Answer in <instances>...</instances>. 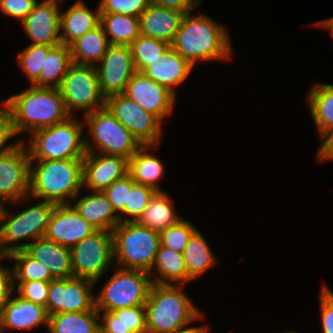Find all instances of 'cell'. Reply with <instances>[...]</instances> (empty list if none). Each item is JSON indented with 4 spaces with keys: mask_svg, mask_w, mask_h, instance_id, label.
I'll list each match as a JSON object with an SVG mask.
<instances>
[{
    "mask_svg": "<svg viewBox=\"0 0 333 333\" xmlns=\"http://www.w3.org/2000/svg\"><path fill=\"white\" fill-rule=\"evenodd\" d=\"M320 138L323 139V143L317 151V159L320 162H325L327 160L333 159V128L324 130L320 134Z\"/></svg>",
    "mask_w": 333,
    "mask_h": 333,
    "instance_id": "49",
    "label": "cell"
},
{
    "mask_svg": "<svg viewBox=\"0 0 333 333\" xmlns=\"http://www.w3.org/2000/svg\"><path fill=\"white\" fill-rule=\"evenodd\" d=\"M3 103L11 112L16 135L25 132L31 134L71 117L59 88L30 85L21 93L8 97Z\"/></svg>",
    "mask_w": 333,
    "mask_h": 333,
    "instance_id": "2",
    "label": "cell"
},
{
    "mask_svg": "<svg viewBox=\"0 0 333 333\" xmlns=\"http://www.w3.org/2000/svg\"><path fill=\"white\" fill-rule=\"evenodd\" d=\"M185 13L150 3L139 16L140 34L172 43Z\"/></svg>",
    "mask_w": 333,
    "mask_h": 333,
    "instance_id": "22",
    "label": "cell"
},
{
    "mask_svg": "<svg viewBox=\"0 0 333 333\" xmlns=\"http://www.w3.org/2000/svg\"><path fill=\"white\" fill-rule=\"evenodd\" d=\"M99 23V6L97 12L94 13L82 0L76 1L65 12L60 13V38L62 44L70 46Z\"/></svg>",
    "mask_w": 333,
    "mask_h": 333,
    "instance_id": "25",
    "label": "cell"
},
{
    "mask_svg": "<svg viewBox=\"0 0 333 333\" xmlns=\"http://www.w3.org/2000/svg\"><path fill=\"white\" fill-rule=\"evenodd\" d=\"M59 90L71 116L73 110L88 114L105 107L106 98L102 94L95 66L72 63Z\"/></svg>",
    "mask_w": 333,
    "mask_h": 333,
    "instance_id": "10",
    "label": "cell"
},
{
    "mask_svg": "<svg viewBox=\"0 0 333 333\" xmlns=\"http://www.w3.org/2000/svg\"><path fill=\"white\" fill-rule=\"evenodd\" d=\"M284 333H298V332H295V331H286Z\"/></svg>",
    "mask_w": 333,
    "mask_h": 333,
    "instance_id": "53",
    "label": "cell"
},
{
    "mask_svg": "<svg viewBox=\"0 0 333 333\" xmlns=\"http://www.w3.org/2000/svg\"><path fill=\"white\" fill-rule=\"evenodd\" d=\"M82 187L83 158L30 161V198L72 203Z\"/></svg>",
    "mask_w": 333,
    "mask_h": 333,
    "instance_id": "3",
    "label": "cell"
},
{
    "mask_svg": "<svg viewBox=\"0 0 333 333\" xmlns=\"http://www.w3.org/2000/svg\"><path fill=\"white\" fill-rule=\"evenodd\" d=\"M101 315L95 308L85 312H64L49 315L50 333H95Z\"/></svg>",
    "mask_w": 333,
    "mask_h": 333,
    "instance_id": "32",
    "label": "cell"
},
{
    "mask_svg": "<svg viewBox=\"0 0 333 333\" xmlns=\"http://www.w3.org/2000/svg\"><path fill=\"white\" fill-rule=\"evenodd\" d=\"M193 65L177 51L170 48L163 58L147 66L142 72L175 95V86L190 75Z\"/></svg>",
    "mask_w": 333,
    "mask_h": 333,
    "instance_id": "23",
    "label": "cell"
},
{
    "mask_svg": "<svg viewBox=\"0 0 333 333\" xmlns=\"http://www.w3.org/2000/svg\"><path fill=\"white\" fill-rule=\"evenodd\" d=\"M55 206L56 204L53 202L42 200L13 216L5 209L6 206L2 205L0 209V253L10 254L19 250V244H15L17 241L29 240V238L35 241L43 238Z\"/></svg>",
    "mask_w": 333,
    "mask_h": 333,
    "instance_id": "8",
    "label": "cell"
},
{
    "mask_svg": "<svg viewBox=\"0 0 333 333\" xmlns=\"http://www.w3.org/2000/svg\"><path fill=\"white\" fill-rule=\"evenodd\" d=\"M306 98L318 134L333 128V85L316 83Z\"/></svg>",
    "mask_w": 333,
    "mask_h": 333,
    "instance_id": "33",
    "label": "cell"
},
{
    "mask_svg": "<svg viewBox=\"0 0 333 333\" xmlns=\"http://www.w3.org/2000/svg\"><path fill=\"white\" fill-rule=\"evenodd\" d=\"M124 95L161 122L172 113L176 95L143 72L136 71L127 83Z\"/></svg>",
    "mask_w": 333,
    "mask_h": 333,
    "instance_id": "16",
    "label": "cell"
},
{
    "mask_svg": "<svg viewBox=\"0 0 333 333\" xmlns=\"http://www.w3.org/2000/svg\"><path fill=\"white\" fill-rule=\"evenodd\" d=\"M174 208L172 200L166 192L156 191L136 222L161 232L183 219L175 213Z\"/></svg>",
    "mask_w": 333,
    "mask_h": 333,
    "instance_id": "30",
    "label": "cell"
},
{
    "mask_svg": "<svg viewBox=\"0 0 333 333\" xmlns=\"http://www.w3.org/2000/svg\"><path fill=\"white\" fill-rule=\"evenodd\" d=\"M73 206L80 216L97 230L112 232L121 222L120 216L103 192L81 197Z\"/></svg>",
    "mask_w": 333,
    "mask_h": 333,
    "instance_id": "24",
    "label": "cell"
},
{
    "mask_svg": "<svg viewBox=\"0 0 333 333\" xmlns=\"http://www.w3.org/2000/svg\"><path fill=\"white\" fill-rule=\"evenodd\" d=\"M9 256L11 260H15L16 262L13 265L14 288H16V280L18 282H51L55 279L47 266L31 257L24 249L14 251Z\"/></svg>",
    "mask_w": 333,
    "mask_h": 333,
    "instance_id": "37",
    "label": "cell"
},
{
    "mask_svg": "<svg viewBox=\"0 0 333 333\" xmlns=\"http://www.w3.org/2000/svg\"><path fill=\"white\" fill-rule=\"evenodd\" d=\"M109 45L107 35L99 23L70 45L72 62L96 66V63L102 60Z\"/></svg>",
    "mask_w": 333,
    "mask_h": 333,
    "instance_id": "26",
    "label": "cell"
},
{
    "mask_svg": "<svg viewBox=\"0 0 333 333\" xmlns=\"http://www.w3.org/2000/svg\"><path fill=\"white\" fill-rule=\"evenodd\" d=\"M134 180L128 173L123 178L114 181L103 193L113 205L115 212L120 216V221L125 222V206L128 204Z\"/></svg>",
    "mask_w": 333,
    "mask_h": 333,
    "instance_id": "41",
    "label": "cell"
},
{
    "mask_svg": "<svg viewBox=\"0 0 333 333\" xmlns=\"http://www.w3.org/2000/svg\"><path fill=\"white\" fill-rule=\"evenodd\" d=\"M72 204H56L44 236L69 248L97 231Z\"/></svg>",
    "mask_w": 333,
    "mask_h": 333,
    "instance_id": "18",
    "label": "cell"
},
{
    "mask_svg": "<svg viewBox=\"0 0 333 333\" xmlns=\"http://www.w3.org/2000/svg\"><path fill=\"white\" fill-rule=\"evenodd\" d=\"M31 257L43 263L55 279L73 277L71 249L55 241L38 238L35 241L19 243Z\"/></svg>",
    "mask_w": 333,
    "mask_h": 333,
    "instance_id": "21",
    "label": "cell"
},
{
    "mask_svg": "<svg viewBox=\"0 0 333 333\" xmlns=\"http://www.w3.org/2000/svg\"><path fill=\"white\" fill-rule=\"evenodd\" d=\"M182 285L153 283L144 304L147 333H174L195 320L201 311L181 289Z\"/></svg>",
    "mask_w": 333,
    "mask_h": 333,
    "instance_id": "4",
    "label": "cell"
},
{
    "mask_svg": "<svg viewBox=\"0 0 333 333\" xmlns=\"http://www.w3.org/2000/svg\"><path fill=\"white\" fill-rule=\"evenodd\" d=\"M9 259V254L0 253V259ZM13 269L0 264V308L14 293Z\"/></svg>",
    "mask_w": 333,
    "mask_h": 333,
    "instance_id": "47",
    "label": "cell"
},
{
    "mask_svg": "<svg viewBox=\"0 0 333 333\" xmlns=\"http://www.w3.org/2000/svg\"><path fill=\"white\" fill-rule=\"evenodd\" d=\"M83 122L91 135L84 137L86 152L118 155L129 160L142 146L106 107L84 114Z\"/></svg>",
    "mask_w": 333,
    "mask_h": 333,
    "instance_id": "7",
    "label": "cell"
},
{
    "mask_svg": "<svg viewBox=\"0 0 333 333\" xmlns=\"http://www.w3.org/2000/svg\"><path fill=\"white\" fill-rule=\"evenodd\" d=\"M209 326H201V327H182L176 330L174 333H208Z\"/></svg>",
    "mask_w": 333,
    "mask_h": 333,
    "instance_id": "50",
    "label": "cell"
},
{
    "mask_svg": "<svg viewBox=\"0 0 333 333\" xmlns=\"http://www.w3.org/2000/svg\"><path fill=\"white\" fill-rule=\"evenodd\" d=\"M45 324L48 328L49 314L46 307L26 300L19 295L11 297L0 308V333L5 329L27 330Z\"/></svg>",
    "mask_w": 333,
    "mask_h": 333,
    "instance_id": "20",
    "label": "cell"
},
{
    "mask_svg": "<svg viewBox=\"0 0 333 333\" xmlns=\"http://www.w3.org/2000/svg\"><path fill=\"white\" fill-rule=\"evenodd\" d=\"M73 277L97 284L114 262L113 234L97 230L71 248Z\"/></svg>",
    "mask_w": 333,
    "mask_h": 333,
    "instance_id": "11",
    "label": "cell"
},
{
    "mask_svg": "<svg viewBox=\"0 0 333 333\" xmlns=\"http://www.w3.org/2000/svg\"><path fill=\"white\" fill-rule=\"evenodd\" d=\"M51 46L29 44L17 56L18 66L30 79L31 85L39 78L44 64V56H47Z\"/></svg>",
    "mask_w": 333,
    "mask_h": 333,
    "instance_id": "38",
    "label": "cell"
},
{
    "mask_svg": "<svg viewBox=\"0 0 333 333\" xmlns=\"http://www.w3.org/2000/svg\"><path fill=\"white\" fill-rule=\"evenodd\" d=\"M95 333H104L100 328Z\"/></svg>",
    "mask_w": 333,
    "mask_h": 333,
    "instance_id": "52",
    "label": "cell"
},
{
    "mask_svg": "<svg viewBox=\"0 0 333 333\" xmlns=\"http://www.w3.org/2000/svg\"><path fill=\"white\" fill-rule=\"evenodd\" d=\"M105 107L142 146L159 144L162 122L155 115L144 110L124 94L106 97Z\"/></svg>",
    "mask_w": 333,
    "mask_h": 333,
    "instance_id": "12",
    "label": "cell"
},
{
    "mask_svg": "<svg viewBox=\"0 0 333 333\" xmlns=\"http://www.w3.org/2000/svg\"><path fill=\"white\" fill-rule=\"evenodd\" d=\"M114 260L121 268L143 270L153 276L160 232L137 222H120L112 231Z\"/></svg>",
    "mask_w": 333,
    "mask_h": 333,
    "instance_id": "6",
    "label": "cell"
},
{
    "mask_svg": "<svg viewBox=\"0 0 333 333\" xmlns=\"http://www.w3.org/2000/svg\"><path fill=\"white\" fill-rule=\"evenodd\" d=\"M315 26L329 30L333 35V17L316 22Z\"/></svg>",
    "mask_w": 333,
    "mask_h": 333,
    "instance_id": "51",
    "label": "cell"
},
{
    "mask_svg": "<svg viewBox=\"0 0 333 333\" xmlns=\"http://www.w3.org/2000/svg\"><path fill=\"white\" fill-rule=\"evenodd\" d=\"M63 0L37 2L33 10L21 22L30 44L57 46L60 38V11ZM60 4V5H59Z\"/></svg>",
    "mask_w": 333,
    "mask_h": 333,
    "instance_id": "17",
    "label": "cell"
},
{
    "mask_svg": "<svg viewBox=\"0 0 333 333\" xmlns=\"http://www.w3.org/2000/svg\"><path fill=\"white\" fill-rule=\"evenodd\" d=\"M152 270L159 273V276L157 275V277H154L155 279H152V283L183 285L192 280L188 276L183 253L173 251L161 244Z\"/></svg>",
    "mask_w": 333,
    "mask_h": 333,
    "instance_id": "29",
    "label": "cell"
},
{
    "mask_svg": "<svg viewBox=\"0 0 333 333\" xmlns=\"http://www.w3.org/2000/svg\"><path fill=\"white\" fill-rule=\"evenodd\" d=\"M226 30L204 14L192 16L188 12L183 15L171 48L193 66L199 61L229 59L232 49Z\"/></svg>",
    "mask_w": 333,
    "mask_h": 333,
    "instance_id": "1",
    "label": "cell"
},
{
    "mask_svg": "<svg viewBox=\"0 0 333 333\" xmlns=\"http://www.w3.org/2000/svg\"><path fill=\"white\" fill-rule=\"evenodd\" d=\"M84 122L73 116L50 127L35 130L27 147L31 160H67L84 158L85 138L82 136ZM83 137V138H82Z\"/></svg>",
    "mask_w": 333,
    "mask_h": 333,
    "instance_id": "5",
    "label": "cell"
},
{
    "mask_svg": "<svg viewBox=\"0 0 333 333\" xmlns=\"http://www.w3.org/2000/svg\"><path fill=\"white\" fill-rule=\"evenodd\" d=\"M156 191L149 187L134 182L128 197V204L125 206V222H136L145 208L150 198ZM131 217V218H129Z\"/></svg>",
    "mask_w": 333,
    "mask_h": 333,
    "instance_id": "40",
    "label": "cell"
},
{
    "mask_svg": "<svg viewBox=\"0 0 333 333\" xmlns=\"http://www.w3.org/2000/svg\"><path fill=\"white\" fill-rule=\"evenodd\" d=\"M21 141L14 149L0 155V205L18 204L29 198L30 155Z\"/></svg>",
    "mask_w": 333,
    "mask_h": 333,
    "instance_id": "13",
    "label": "cell"
},
{
    "mask_svg": "<svg viewBox=\"0 0 333 333\" xmlns=\"http://www.w3.org/2000/svg\"><path fill=\"white\" fill-rule=\"evenodd\" d=\"M151 3L168 9L178 10L184 13L192 12L201 0H151Z\"/></svg>",
    "mask_w": 333,
    "mask_h": 333,
    "instance_id": "48",
    "label": "cell"
},
{
    "mask_svg": "<svg viewBox=\"0 0 333 333\" xmlns=\"http://www.w3.org/2000/svg\"><path fill=\"white\" fill-rule=\"evenodd\" d=\"M50 282L24 281L17 282L18 295L30 302L46 307Z\"/></svg>",
    "mask_w": 333,
    "mask_h": 333,
    "instance_id": "43",
    "label": "cell"
},
{
    "mask_svg": "<svg viewBox=\"0 0 333 333\" xmlns=\"http://www.w3.org/2000/svg\"><path fill=\"white\" fill-rule=\"evenodd\" d=\"M155 146H141L129 158V174L134 182L149 186L155 191H163L157 184L163 178L165 166L157 156L149 153V148ZM148 151V152H147Z\"/></svg>",
    "mask_w": 333,
    "mask_h": 333,
    "instance_id": "28",
    "label": "cell"
},
{
    "mask_svg": "<svg viewBox=\"0 0 333 333\" xmlns=\"http://www.w3.org/2000/svg\"><path fill=\"white\" fill-rule=\"evenodd\" d=\"M37 2L38 0H4L0 3V10L4 15L22 22Z\"/></svg>",
    "mask_w": 333,
    "mask_h": 333,
    "instance_id": "45",
    "label": "cell"
},
{
    "mask_svg": "<svg viewBox=\"0 0 333 333\" xmlns=\"http://www.w3.org/2000/svg\"><path fill=\"white\" fill-rule=\"evenodd\" d=\"M95 283L78 277L54 279L49 283L46 309L49 315L95 309Z\"/></svg>",
    "mask_w": 333,
    "mask_h": 333,
    "instance_id": "14",
    "label": "cell"
},
{
    "mask_svg": "<svg viewBox=\"0 0 333 333\" xmlns=\"http://www.w3.org/2000/svg\"><path fill=\"white\" fill-rule=\"evenodd\" d=\"M14 136H16V133L13 127L11 112L2 102V105L0 106V155L14 149L21 142L17 141L16 143H11V145L5 146V143Z\"/></svg>",
    "mask_w": 333,
    "mask_h": 333,
    "instance_id": "44",
    "label": "cell"
},
{
    "mask_svg": "<svg viewBox=\"0 0 333 333\" xmlns=\"http://www.w3.org/2000/svg\"><path fill=\"white\" fill-rule=\"evenodd\" d=\"M72 63L70 46L59 44L52 47L47 56H44V64L39 78L32 85L59 88Z\"/></svg>",
    "mask_w": 333,
    "mask_h": 333,
    "instance_id": "31",
    "label": "cell"
},
{
    "mask_svg": "<svg viewBox=\"0 0 333 333\" xmlns=\"http://www.w3.org/2000/svg\"><path fill=\"white\" fill-rule=\"evenodd\" d=\"M150 3L151 0H101L99 12L100 14L118 13L139 17Z\"/></svg>",
    "mask_w": 333,
    "mask_h": 333,
    "instance_id": "42",
    "label": "cell"
},
{
    "mask_svg": "<svg viewBox=\"0 0 333 333\" xmlns=\"http://www.w3.org/2000/svg\"><path fill=\"white\" fill-rule=\"evenodd\" d=\"M100 24L110 44L130 45L140 35L139 17L124 14H100Z\"/></svg>",
    "mask_w": 333,
    "mask_h": 333,
    "instance_id": "35",
    "label": "cell"
},
{
    "mask_svg": "<svg viewBox=\"0 0 333 333\" xmlns=\"http://www.w3.org/2000/svg\"><path fill=\"white\" fill-rule=\"evenodd\" d=\"M136 71L142 72L147 66L159 61L171 48V44L160 39L140 34L130 45Z\"/></svg>",
    "mask_w": 333,
    "mask_h": 333,
    "instance_id": "36",
    "label": "cell"
},
{
    "mask_svg": "<svg viewBox=\"0 0 333 333\" xmlns=\"http://www.w3.org/2000/svg\"><path fill=\"white\" fill-rule=\"evenodd\" d=\"M320 305L323 333H333V292L325 285L320 292Z\"/></svg>",
    "mask_w": 333,
    "mask_h": 333,
    "instance_id": "46",
    "label": "cell"
},
{
    "mask_svg": "<svg viewBox=\"0 0 333 333\" xmlns=\"http://www.w3.org/2000/svg\"><path fill=\"white\" fill-rule=\"evenodd\" d=\"M149 272L119 267L95 296L98 312L144 305L152 286Z\"/></svg>",
    "mask_w": 333,
    "mask_h": 333,
    "instance_id": "9",
    "label": "cell"
},
{
    "mask_svg": "<svg viewBox=\"0 0 333 333\" xmlns=\"http://www.w3.org/2000/svg\"><path fill=\"white\" fill-rule=\"evenodd\" d=\"M183 256L188 276L192 280L217 263L210 246L198 229L189 238Z\"/></svg>",
    "mask_w": 333,
    "mask_h": 333,
    "instance_id": "34",
    "label": "cell"
},
{
    "mask_svg": "<svg viewBox=\"0 0 333 333\" xmlns=\"http://www.w3.org/2000/svg\"><path fill=\"white\" fill-rule=\"evenodd\" d=\"M197 230L189 221L180 220L177 224L160 232L161 245L173 251L183 253L189 238Z\"/></svg>",
    "mask_w": 333,
    "mask_h": 333,
    "instance_id": "39",
    "label": "cell"
},
{
    "mask_svg": "<svg viewBox=\"0 0 333 333\" xmlns=\"http://www.w3.org/2000/svg\"><path fill=\"white\" fill-rule=\"evenodd\" d=\"M99 317L103 320L99 328L104 333H147L144 305L103 311Z\"/></svg>",
    "mask_w": 333,
    "mask_h": 333,
    "instance_id": "27",
    "label": "cell"
},
{
    "mask_svg": "<svg viewBox=\"0 0 333 333\" xmlns=\"http://www.w3.org/2000/svg\"><path fill=\"white\" fill-rule=\"evenodd\" d=\"M99 63L100 66L95 68L105 98L124 94L127 83L136 72L130 46L110 44Z\"/></svg>",
    "mask_w": 333,
    "mask_h": 333,
    "instance_id": "15",
    "label": "cell"
},
{
    "mask_svg": "<svg viewBox=\"0 0 333 333\" xmlns=\"http://www.w3.org/2000/svg\"><path fill=\"white\" fill-rule=\"evenodd\" d=\"M129 172V160L118 155L86 152L83 158V186L104 192L114 181Z\"/></svg>",
    "mask_w": 333,
    "mask_h": 333,
    "instance_id": "19",
    "label": "cell"
}]
</instances>
